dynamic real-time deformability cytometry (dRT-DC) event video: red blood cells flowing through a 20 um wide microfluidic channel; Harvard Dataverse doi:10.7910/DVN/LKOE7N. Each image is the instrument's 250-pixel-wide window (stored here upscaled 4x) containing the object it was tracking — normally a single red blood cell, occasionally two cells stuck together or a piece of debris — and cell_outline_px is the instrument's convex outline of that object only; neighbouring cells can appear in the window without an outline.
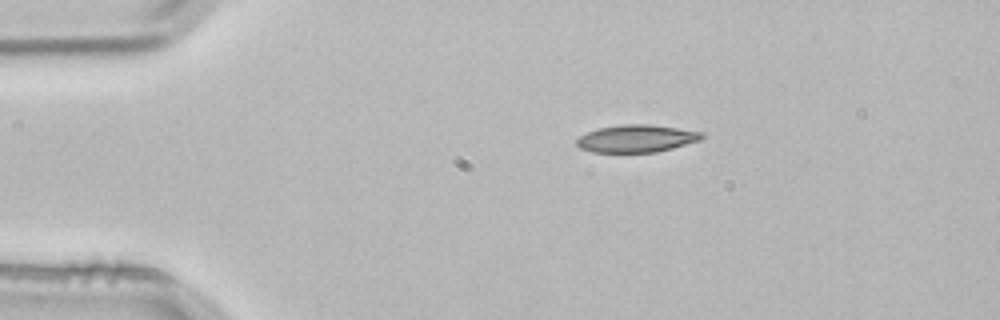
{"species": "common noctule bat (a hibernating species)", "species_latin": "Nyctalus noctula", "temperature_condition": "room temperature", "stored_images_in_passage": 1, "camera_frame_rate_fps": 3000, "um_per_image_px": 0.085, "animal": {"sex": "male", "body_mass_g": 21.5, "forearm_length_mm": 52.0}, "frame": {"image": 1, "passage_image": 1, "time_ms": 0.0, "image_size_px": [1000, 320], "cell_outline_px": [[704, 136], [700, 140], [672, 148], [656, 152], [592, 152], [580, 148], [576, 144], [576, 140], [580, 136], [588, 132], [600, 128], [624, 124], [648, 124], [704, 132]], "centroid_in_image_um": [54.1, 11.78], "position_along_channel_um": 30.9, "area_um2": 19.83}}